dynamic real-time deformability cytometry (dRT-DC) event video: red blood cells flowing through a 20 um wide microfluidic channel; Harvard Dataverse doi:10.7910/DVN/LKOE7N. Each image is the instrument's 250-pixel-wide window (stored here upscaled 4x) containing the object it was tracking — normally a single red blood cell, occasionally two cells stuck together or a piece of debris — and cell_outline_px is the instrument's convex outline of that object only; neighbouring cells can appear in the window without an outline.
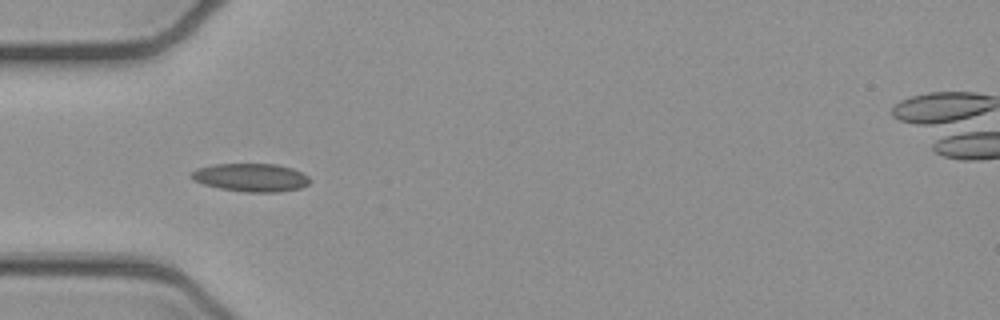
{"species": "common noctule bat (a hibernating species)", "species_latin": "Nyctalus noctula", "temperature_condition": "cold", "stored_images_in_passage": 6, "camera_frame_rate_fps": 3000, "um_per_image_px": 0.085, "animal": {"sex": "female", "body_mass_g": 21.9}, "frame": {"image": 1, "passage_image": 4, "time_ms": 1.0, "image_size_px": [1000, 320], "cell_outline_px": [[312, 180], [308, 184], [300, 188], [276, 192], [244, 192], [220, 188], [204, 184], [188, 176], [196, 168], [216, 164], [276, 164], [292, 168], [308, 176]], "centroid_in_image_um": [21.34, 15.08], "position_along_channel_um": 63.7, "area_um2": 19.36}}
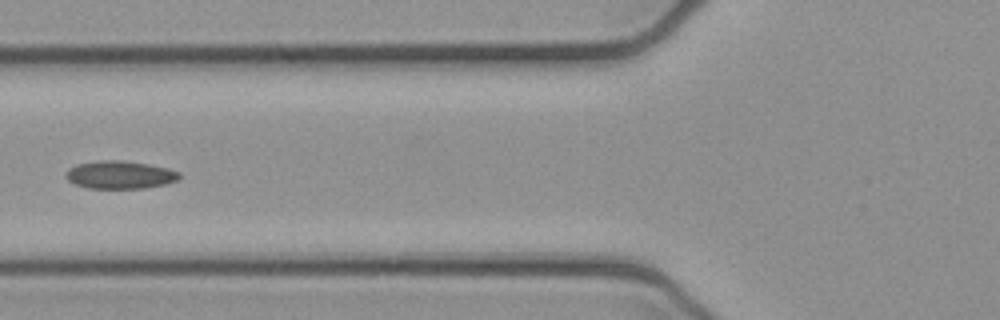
{"frame": {"image": 2, "passage_image": 5, "time_ms": 1.333, "image_size_px": [1000, 320], "cell_outline_px": [[180, 176], [176, 180], [164, 184], [144, 188], [88, 188], [76, 184], [68, 180], [68, 168], [76, 164], [100, 160], [120, 160], [148, 164], [168, 168], [180, 172]], "centroid_in_image_um": [10.21, 14.85], "position_along_channel_um": 115.6, "area_um2": 18.21}}
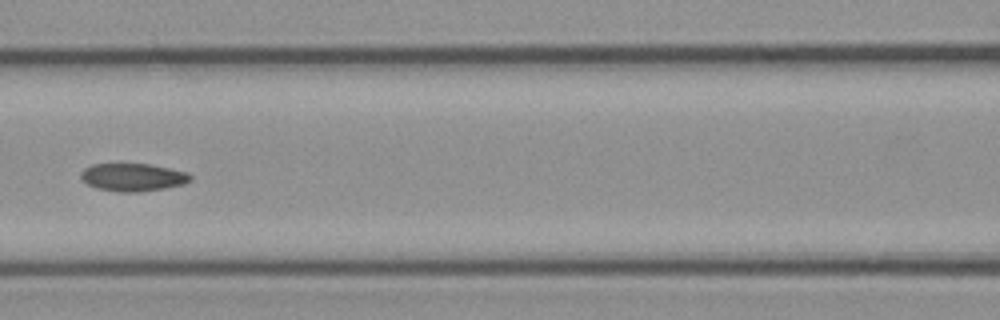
{"frame": {"image": 3, "passage_image": 6, "time_ms": 1.667, "image_size_px": [1000, 320], "cell_outline_px": [[192, 180], [184, 184], [164, 188], [140, 192], [120, 192], [96, 188], [88, 184], [80, 176], [80, 172], [84, 168], [92, 164], [148, 164], [188, 172], [192, 176]], "centroid_in_image_um": [11.3, 15.07], "position_along_channel_um": 155.3, "area_um2": 17.74}}